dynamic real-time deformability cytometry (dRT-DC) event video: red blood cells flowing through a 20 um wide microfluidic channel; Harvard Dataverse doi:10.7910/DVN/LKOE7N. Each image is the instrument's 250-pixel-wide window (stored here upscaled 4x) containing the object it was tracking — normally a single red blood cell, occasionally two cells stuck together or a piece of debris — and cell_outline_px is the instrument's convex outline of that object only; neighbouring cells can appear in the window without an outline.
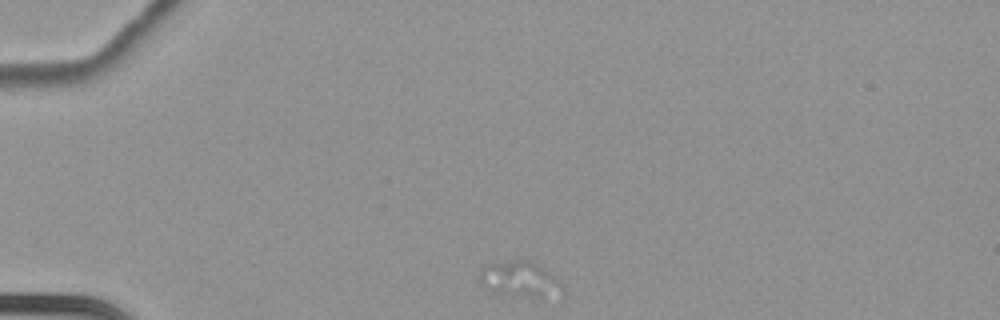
{"species": "common noctule bat (a hibernating species)", "species_latin": "Nyctalus noctula", "temperature_condition": "cold", "stored_images_in_passage": 17, "camera_frame_rate_fps": 3000, "um_per_image_px": 0.085, "animal": {"sex": "female", "body_mass_g": 22.7, "forearm_length_mm": 54.2}, "frame": {"image": 1, "passage_image": 1, "time_ms": 0.0, "image_size_px": [1000, 320], "cell_outline_px": [[564, 296], [540, 300], [492, 292], [480, 280], [480, 268], [488, 264], [516, 260], [532, 260], [544, 268], [560, 280], [564, 288]], "centroid_in_image_um": [44.33, 23.8], "position_along_channel_um": 40.7, "area_um2": 17.92}}
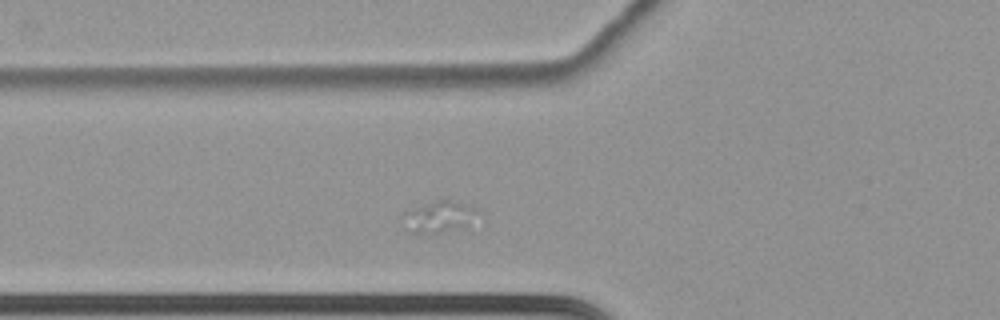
{"frame": {"image": 2, "passage_image": 10, "time_ms": 3.0, "image_size_px": [1000, 320], "cell_outline_px": [[476, 208], [468, 228], [436, 232], [412, 232], [404, 228], [400, 216], [404, 212], [436, 200], [448, 200]], "centroid_in_image_um": [37.23, 18.44], "position_along_channel_um": 88.6, "area_um2": 13.29}}